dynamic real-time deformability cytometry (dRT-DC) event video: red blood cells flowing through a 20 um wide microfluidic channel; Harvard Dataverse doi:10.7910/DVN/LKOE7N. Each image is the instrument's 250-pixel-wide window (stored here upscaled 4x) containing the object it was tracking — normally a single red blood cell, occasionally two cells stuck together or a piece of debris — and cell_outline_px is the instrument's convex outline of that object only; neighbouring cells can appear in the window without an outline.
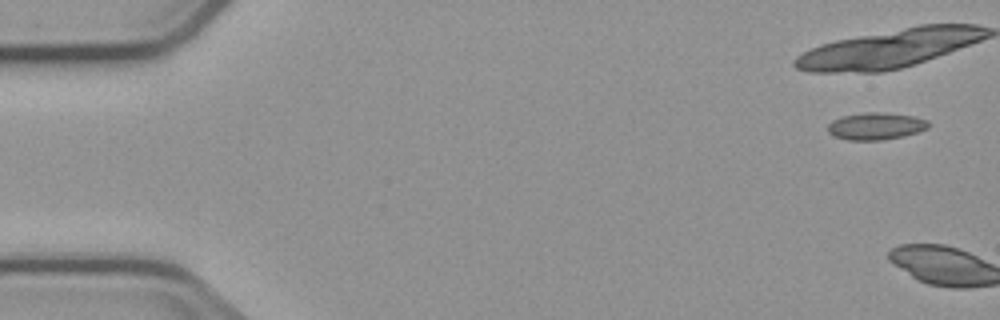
{"species": "common noctule bat (a hibernating species)", "species_latin": "Nyctalus noctula", "temperature_condition": "cold", "stored_images_in_passage": 2, "camera_frame_rate_fps": 3000, "um_per_image_px": 0.085, "animal": {"sex": "male", "body_mass_g": 23.1, "forearm_length_mm": 52.7}, "frame": {"image": 1, "passage_image": 1, "time_ms": 0.0, "image_size_px": [1000, 320], "cell_outline_px": [[928, 128], [904, 136], [880, 140], [848, 140], [836, 136], [828, 132], [828, 124], [832, 120], [844, 116], [868, 112], [876, 112], [912, 116], [928, 120]], "centroid_in_image_um": [74.43, 10.73], "position_along_channel_um": 10.6, "area_um2": 15.61}}